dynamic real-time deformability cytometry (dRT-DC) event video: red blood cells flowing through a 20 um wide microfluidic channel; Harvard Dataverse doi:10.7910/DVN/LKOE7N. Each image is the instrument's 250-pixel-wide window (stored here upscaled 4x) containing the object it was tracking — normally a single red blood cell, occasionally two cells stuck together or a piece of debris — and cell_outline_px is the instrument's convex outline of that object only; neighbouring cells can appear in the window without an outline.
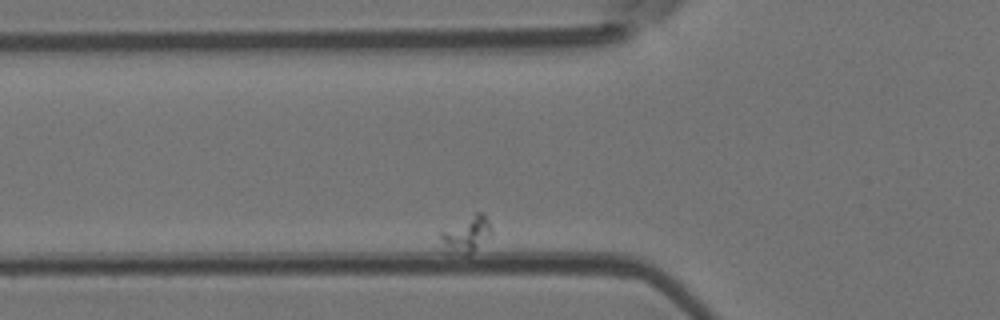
{"species": "Egyptian fruit bat (a non-hibernating species)", "species_latin": "Rousettus aegyptiacus", "temperature_condition": "room temperature", "stored_images_in_passage": 51, "segment_of_instrument_passage": [2, 2], "camera_frame_rate_fps": 3000, "um_per_image_px": 0.085, "animal": {"sex": "female"}, "frame": {"image": 1, "passage_image": 11, "time_ms": 3.333, "image_size_px": [1000, 320], "cell_outline_px": [[492, 236], [468, 256], [464, 256], [452, 248], [440, 236], [440, 232], [476, 212], [484, 212], [492, 228]], "centroid_in_image_um": [39.8, 19.86], "position_along_channel_um": 86.0, "area_um2": 10.17}}
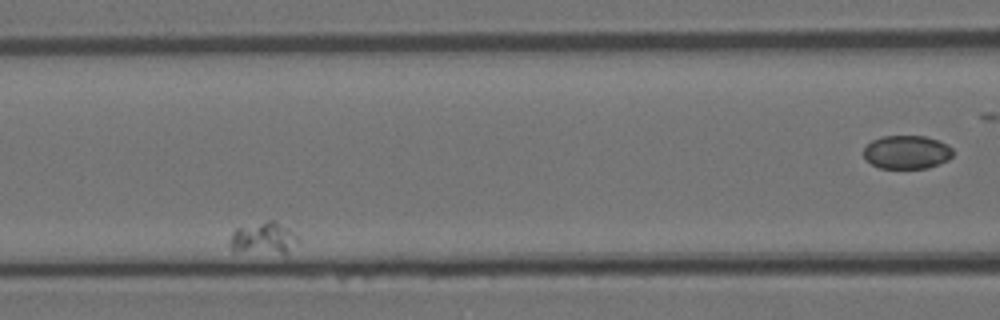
{"frame": {"image": 2, "passage_image": 18, "time_ms": 5.667, "image_size_px": [1000, 320], "cell_outline_px": [[300, 240], [284, 252], [232, 252], [228, 240], [232, 232], [236, 228], [268, 220], [272, 220], [288, 228]], "centroid_in_image_um": [22.3, 20.23], "position_along_channel_um": 144.3, "area_um2": 12.43}}
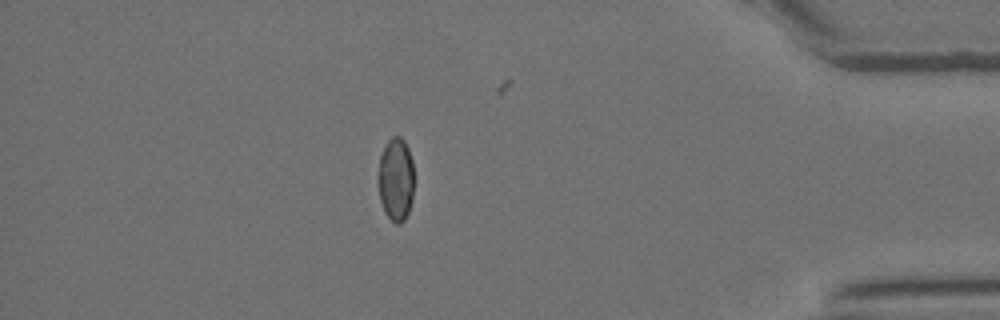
{"frame": {"image": 3, "passage_image": 44, "time_ms": 14.333, "image_size_px": [1000, 320], "cell_outline_px": [[412, 200], [408, 212], [404, 220], [400, 224], [396, 224], [384, 212], [380, 200], [376, 180], [376, 176], [380, 156], [388, 140], [392, 136], [400, 136], [404, 140], [408, 148], [412, 160]], "centroid_in_image_um": [33.6, 15.24], "position_along_channel_um": 401.6, "area_um2": 17.63}}